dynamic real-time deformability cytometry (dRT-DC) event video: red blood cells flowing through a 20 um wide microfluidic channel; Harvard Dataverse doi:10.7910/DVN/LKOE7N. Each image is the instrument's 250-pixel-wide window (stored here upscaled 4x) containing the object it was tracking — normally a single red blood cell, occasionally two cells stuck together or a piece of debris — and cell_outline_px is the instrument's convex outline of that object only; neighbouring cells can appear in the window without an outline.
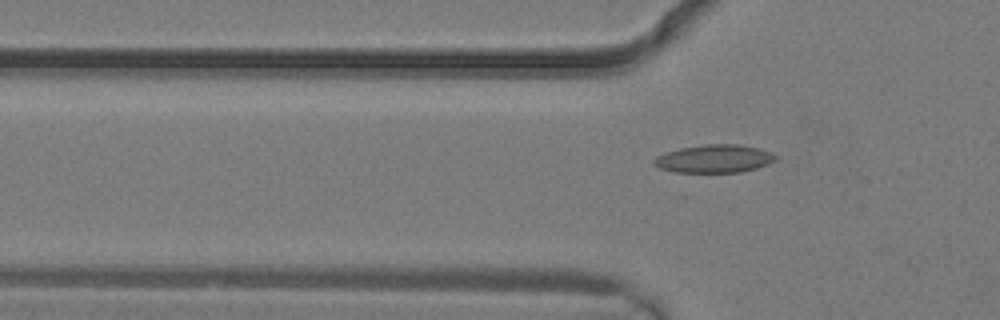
{"species": "common noctule bat (a hibernating species)", "species_latin": "Nyctalus noctula", "temperature_condition": "warm", "stored_images_in_passage": 3, "camera_frame_rate_fps": 3000, "um_per_image_px": 0.085, "animal": {"sex": "male", "body_mass_g": 19.2, "forearm_length_mm": 51.8}, "frame": {"image": 1, "passage_image": 3, "time_ms": 0.667, "image_size_px": [1000, 320], "cell_outline_px": [[780, 156], [776, 160], [768, 164], [756, 168], [740, 172], [676, 172], [660, 168], [652, 164], [652, 160], [656, 156], [664, 152], [680, 148], [704, 144], [740, 144], [760, 148], [772, 152]], "centroid_in_image_um": [60.73, 13.48], "position_along_channel_um": 65.1, "area_um2": 20.17}}